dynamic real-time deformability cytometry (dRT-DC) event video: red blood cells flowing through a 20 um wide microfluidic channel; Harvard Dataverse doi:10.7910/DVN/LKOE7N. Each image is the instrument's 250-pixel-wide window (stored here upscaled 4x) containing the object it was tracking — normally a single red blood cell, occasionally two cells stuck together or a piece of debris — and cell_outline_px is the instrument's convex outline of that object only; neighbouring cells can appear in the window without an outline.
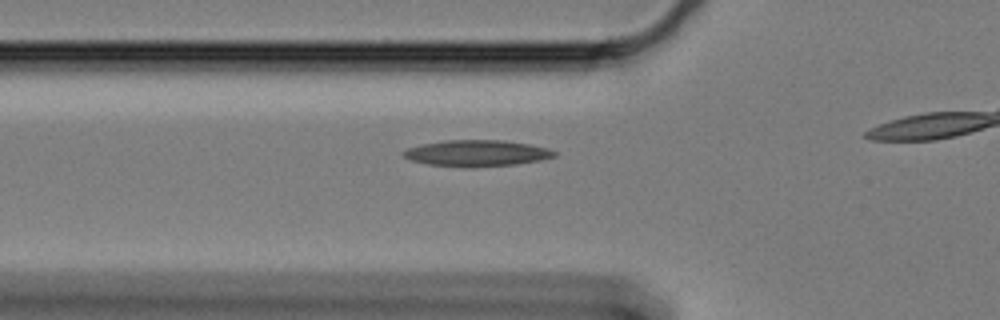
{"species": "Egyptian fruit bat (a non-hibernating species)", "species_latin": "Rousettus aegyptiacus", "temperature_condition": "cold", "stored_images_in_passage": 16, "camera_frame_rate_fps": 3000, "um_per_image_px": 0.085, "animal": {"sex": "female"}, "frame": {"image": 1, "passage_image": 10, "time_ms": 3.0, "image_size_px": [1000, 320], "cell_outline_px": [[556, 156], [540, 160], [516, 164], [472, 168], [464, 168], [428, 164], [412, 160], [404, 156], [400, 152], [408, 148], [420, 144], [448, 140], [504, 140], [532, 144], [548, 148], [556, 152]], "centroid_in_image_um": [40.53, 13.02], "position_along_channel_um": 85.3, "area_um2": 23.35}}
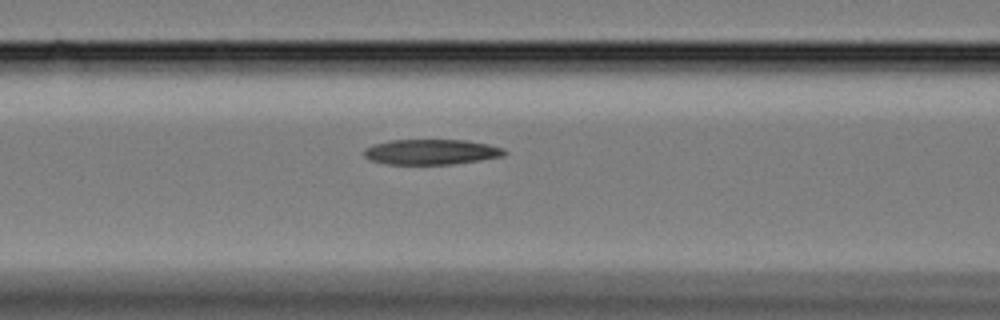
{"frame": {"image": 2, "passage_image": 14, "time_ms": 4.333, "image_size_px": [1000, 320], "cell_outline_px": [[508, 152], [504, 156], [480, 160], [452, 164], [388, 164], [368, 160], [364, 156], [364, 148], [372, 144], [388, 140], [464, 140], [488, 144], [504, 148]], "centroid_in_image_um": [36.63, 12.91], "position_along_channel_um": 130.0, "area_um2": 20.87}}